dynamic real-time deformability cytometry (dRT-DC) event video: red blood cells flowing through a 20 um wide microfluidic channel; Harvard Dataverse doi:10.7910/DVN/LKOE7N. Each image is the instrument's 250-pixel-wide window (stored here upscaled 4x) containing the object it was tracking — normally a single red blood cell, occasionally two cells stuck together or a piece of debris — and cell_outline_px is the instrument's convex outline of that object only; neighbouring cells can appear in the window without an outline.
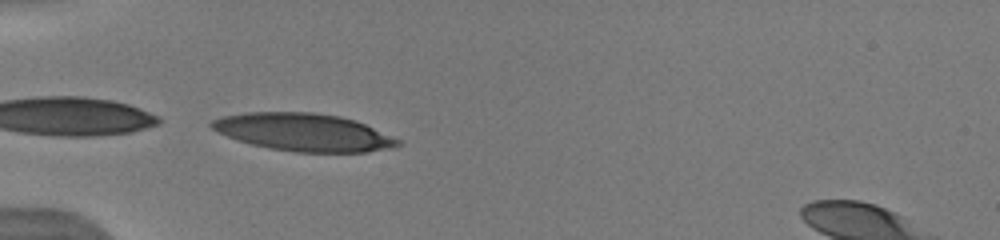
{"species": "human", "species_latin": "Homo sapiens", "temperature_condition": "warm", "stored_images_in_passage": 15, "camera_frame_rate_fps": 3000, "um_per_image_px": 0.085, "donor": {"sex": "male"}, "frame": {"image": 1, "passage_image": 1, "time_ms": 0.0, "image_size_px": [1000, 240], "cell_outline_px": [[400, 144], [392, 148], [368, 152], [296, 152], [268, 148], [236, 140], [212, 128], [208, 124], [212, 120], [220, 116], [248, 112], [312, 112], [340, 116], [356, 120], [400, 140]], "centroid_in_image_um": [25.79, 11.24], "position_along_channel_um": 59.2, "area_um2": 40.81}}